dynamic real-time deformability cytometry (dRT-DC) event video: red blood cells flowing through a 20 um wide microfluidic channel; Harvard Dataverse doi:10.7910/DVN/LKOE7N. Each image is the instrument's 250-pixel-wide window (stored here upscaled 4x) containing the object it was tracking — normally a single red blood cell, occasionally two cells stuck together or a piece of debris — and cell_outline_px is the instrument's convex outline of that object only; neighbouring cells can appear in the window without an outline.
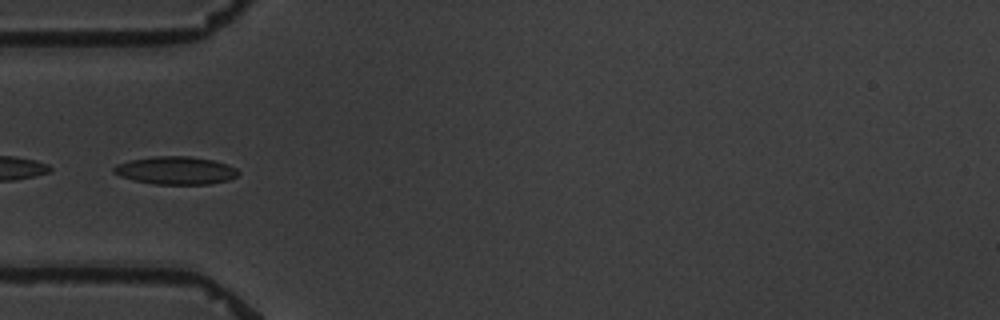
{"species": "common noctule bat (a hibernating species)", "species_latin": "Nyctalus noctula", "temperature_condition": "warm", "stored_images_in_passage": 11, "camera_frame_rate_fps": 3000, "um_per_image_px": 0.085, "animal": {"sex": "male", "body_mass_g": 19.5, "forearm_length_mm": 54.6}, "frame": {"image": 1, "passage_image": 1, "time_ms": 0.0, "image_size_px": [1000, 320], "cell_outline_px": [[240, 172], [236, 176], [228, 180], [208, 184], [156, 184], [136, 180], [120, 176], [112, 172], [112, 168], [116, 164], [128, 160], [156, 156], [192, 156], [212, 160], [228, 164], [236, 168]], "centroid_in_image_um": [14.93, 14.48], "position_along_channel_um": 70.1, "area_um2": 20.23}}
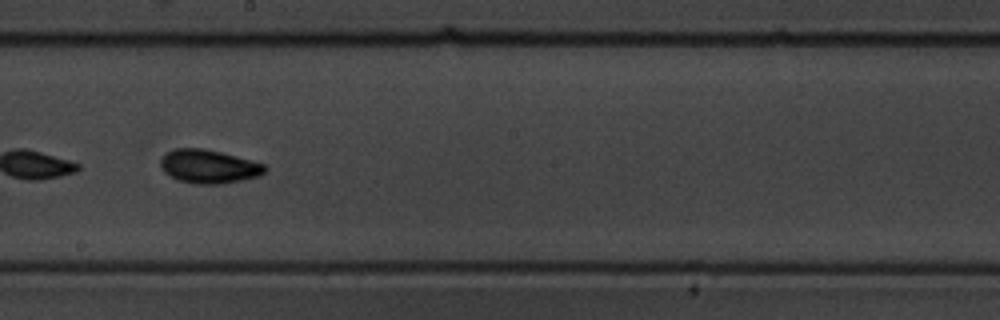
{"frame": {"image": 2, "passage_image": 5, "time_ms": 4.667, "image_size_px": [1000, 320], "cell_outline_px": [[268, 168], [260, 176], [220, 184], [196, 184], [180, 180], [168, 176], [160, 168], [160, 160], [168, 152], [176, 148], [204, 148], [252, 160], [264, 164]], "centroid_in_image_um": [17.74, 14.15], "position_along_channel_um": 230.5, "area_um2": 20.4}}